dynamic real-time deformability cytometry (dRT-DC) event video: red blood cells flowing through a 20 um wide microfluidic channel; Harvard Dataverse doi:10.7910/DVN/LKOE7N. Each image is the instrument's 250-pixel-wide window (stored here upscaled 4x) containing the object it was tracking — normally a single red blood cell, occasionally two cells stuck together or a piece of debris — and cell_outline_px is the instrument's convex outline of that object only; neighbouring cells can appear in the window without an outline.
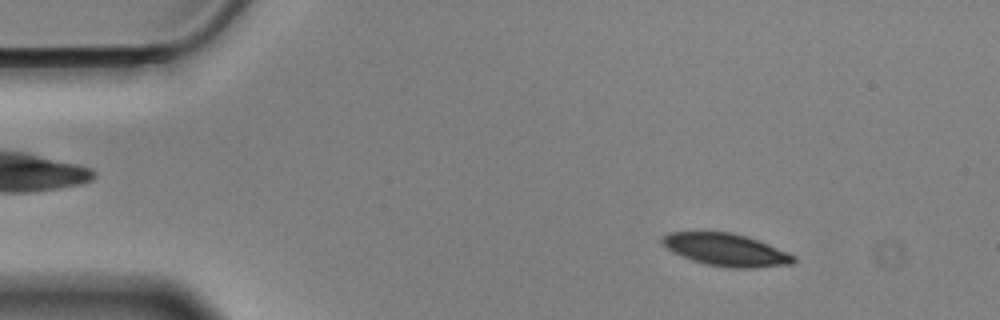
{"species": "Egyptian fruit bat (a non-hibernating species)", "species_latin": "Rousettus aegyptiacus", "temperature_condition": "cold", "stored_images_in_passage": 56, "camera_frame_rate_fps": 3000, "um_per_image_px": 0.085, "animal": {"sex": "male"}, "frame": {"image": 1, "passage_image": 7, "time_ms": 2.0, "image_size_px": [1000, 320], "cell_outline_px": [[796, 260], [792, 264], [752, 268], [728, 268], [704, 264], [692, 260], [668, 248], [660, 240], [668, 232], [732, 232], [748, 236], [788, 252], [796, 256]], "centroid_in_image_um": [61.77, 21.23], "position_along_channel_um": 23.2, "area_um2": 24.74}}
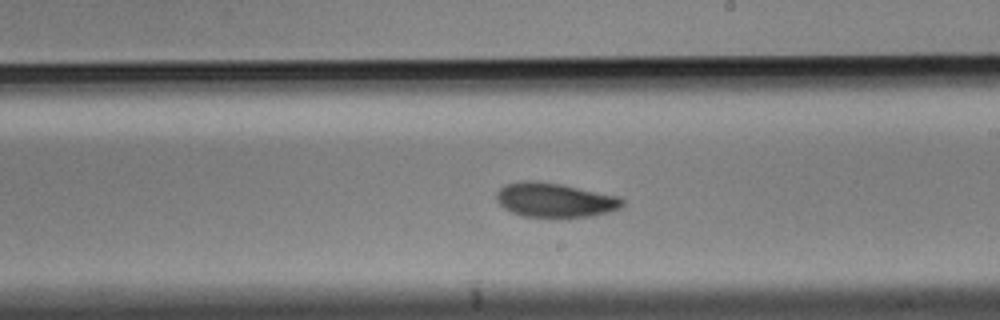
{"frame": {"image": 2, "passage_image": 32, "time_ms": 10.333, "image_size_px": [1000, 320], "cell_outline_px": [[624, 204], [620, 208], [608, 212], [592, 216], [524, 216], [512, 212], [504, 208], [496, 200], [496, 192], [504, 184], [524, 180], [532, 180], [560, 184], [620, 196], [624, 200]], "centroid_in_image_um": [47.16, 16.98], "position_along_channel_um": 241.8, "area_um2": 25.03}}
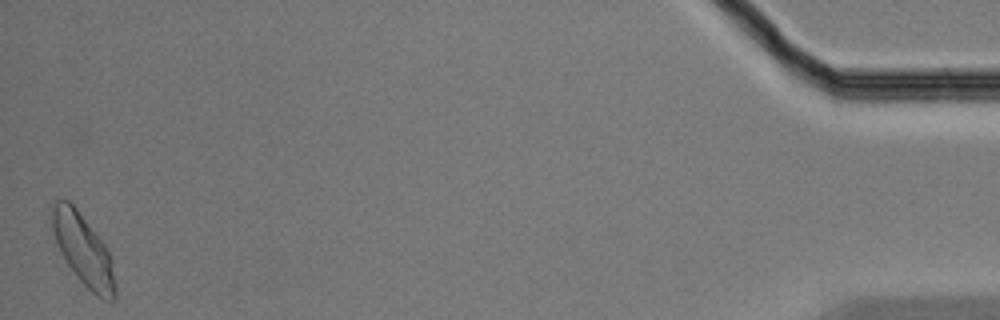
{"frame": {"image": 3, "passage_image": 56, "time_ms": 18.333, "image_size_px": [1000, 320], "cell_outline_px": [[116, 296], [112, 300], [104, 300], [96, 296], [76, 276], [60, 252], [52, 228], [52, 208], [56, 200], [68, 200], [76, 208], [108, 248], [112, 256], [116, 284]], "centroid_in_image_um": [7.12, 21.28], "position_along_channel_um": 428.1, "area_um2": 26.07}, "authors_computed_cell_mechanics": {"area_um2": 24.9696, "velocity_mm_per_s": 3.4817, "shape_relaxation_time_tau1_ms": 3.248, "shape_relaxation_time_tau2_ms": 6.4641, "deformation_change_tau1": 0.0954, "deformation_change_tau2": 0.1083}}